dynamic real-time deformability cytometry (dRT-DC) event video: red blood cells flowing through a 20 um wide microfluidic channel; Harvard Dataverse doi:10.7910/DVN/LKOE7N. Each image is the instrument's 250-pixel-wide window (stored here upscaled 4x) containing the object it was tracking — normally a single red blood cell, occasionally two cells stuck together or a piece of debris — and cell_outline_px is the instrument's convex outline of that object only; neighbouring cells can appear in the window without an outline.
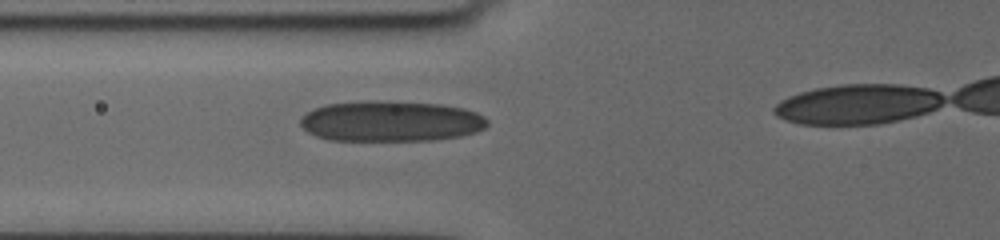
{"species": "human", "species_latin": "Homo sapiens", "temperature_condition": "cold", "stored_images_in_passage": 44, "camera_frame_rate_fps": 3000, "um_per_image_px": 0.085, "donor": {"sex": "female"}, "frame": {"image": 1, "passage_image": 16, "time_ms": 5.0, "image_size_px": [1000, 240], "cell_outline_px": [[488, 124], [484, 128], [476, 132], [460, 136], [432, 140], [328, 140], [316, 136], [308, 132], [300, 124], [300, 120], [308, 112], [324, 104], [372, 100], [376, 100], [440, 104], [464, 108], [476, 112], [484, 116], [488, 120]], "centroid_in_image_um": [33.24, 10.3], "position_along_channel_um": 92.6, "area_um2": 44.33}}
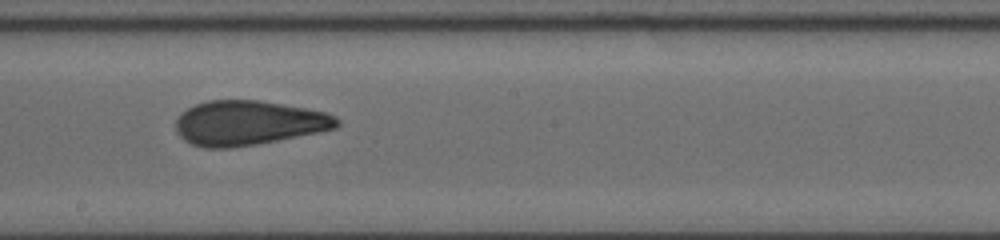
{"frame": {"image": 2, "passage_image": 27, "time_ms": 8.667, "image_size_px": [1000, 240], "cell_outline_px": [[340, 124], [336, 128], [320, 132], [256, 144], [228, 148], [204, 148], [192, 144], [184, 140], [176, 132], [176, 120], [188, 108], [196, 104], [208, 100], [260, 100], [308, 108], [328, 112], [336, 116], [340, 120]], "centroid_in_image_um": [21.16, 10.44], "position_along_channel_um": 227.0, "area_um2": 42.02}}
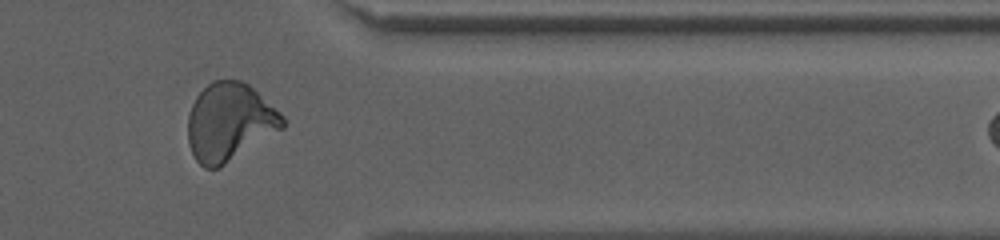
{"frame": {"image": 3, "passage_image": 41, "time_ms": 13.333, "image_size_px": [1000, 240], "cell_outline_px": [[284, 128], [220, 168], [204, 168], [196, 160], [188, 144], [188, 116], [192, 104], [196, 96], [212, 80], [240, 80], [248, 84], [280, 112], [284, 116]], "centroid_in_image_um": [19.51, 10.39], "position_along_channel_um": 391.9, "area_um2": 43.0}}